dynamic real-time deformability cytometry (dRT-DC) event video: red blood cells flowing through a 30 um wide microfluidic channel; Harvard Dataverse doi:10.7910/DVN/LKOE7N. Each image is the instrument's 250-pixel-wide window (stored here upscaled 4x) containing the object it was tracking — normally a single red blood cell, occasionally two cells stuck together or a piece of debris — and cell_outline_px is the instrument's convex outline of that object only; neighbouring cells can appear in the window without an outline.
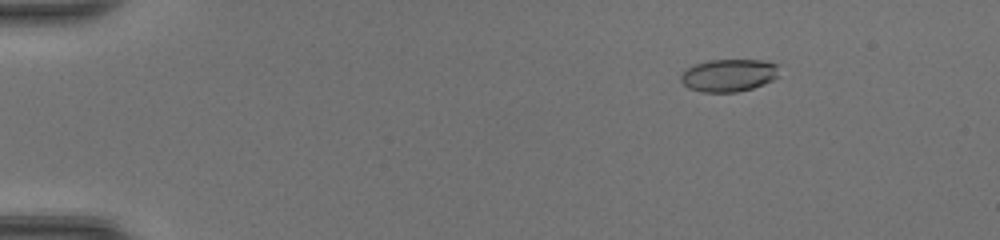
{"species": "common noctule bat (a hibernating species)", "species_latin": "Nyctalus noctula", "temperature_condition": "room temperature", "stored_images_in_passage": 44, "camera_frame_rate_fps": 3000, "um_per_image_px": 0.085, "animal": {"sex": "female", "body_mass_g": 20.0, "forearm_length_mm": 54.0}, "frame": {"image": 1, "passage_image": 3, "time_ms": 0.667, "image_size_px": [1000, 240], "cell_outline_px": [[776, 76], [772, 80], [764, 84], [752, 88], [736, 92], [704, 92], [688, 88], [680, 80], [680, 76], [684, 68], [708, 60], [760, 60], [776, 64]], "centroid_in_image_um": [61.87, 6.4], "position_along_channel_um": 23.1, "area_um2": 18.5}}
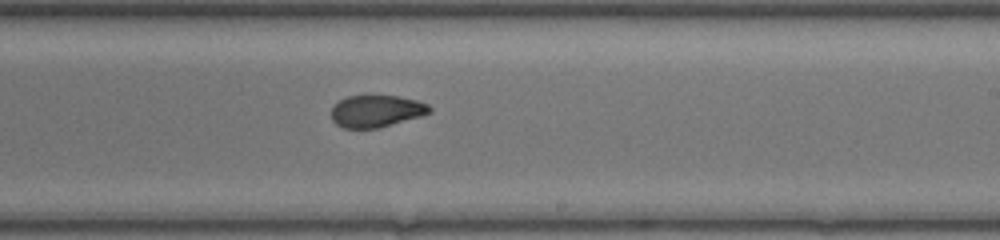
{"frame": {"image": 2, "passage_image": 26, "time_ms": 8.333, "image_size_px": [1000, 240], "cell_outline_px": [[432, 112], [420, 116], [376, 128], [344, 128], [336, 124], [332, 120], [332, 108], [340, 100], [348, 96], [368, 92], [400, 96], [416, 100], [428, 104], [432, 108]], "centroid_in_image_um": [31.98, 9.38], "position_along_channel_um": 257.0, "area_um2": 18.84}}
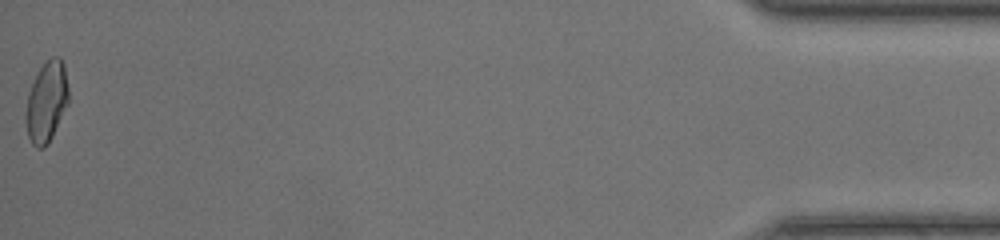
{"frame": {"image": 3, "passage_image": 44, "time_ms": 14.333, "image_size_px": [1000, 240], "cell_outline_px": [[68, 104], [48, 144], [44, 148], [36, 148], [32, 144], [28, 136], [24, 120], [24, 112], [28, 92], [36, 72], [52, 56], [60, 56], [64, 64], [68, 88]], "centroid_in_image_um": [3.93, 8.66], "position_along_channel_um": 431.3, "area_um2": 20.4}, "authors_computed_cell_mechanics": {"area_um2": 19.3052, "velocity_mm_per_s": 4.4299, "shape_relaxation_time_tau1_ms": null, "shape_relaxation_time_tau2_ms": 1.1019, "deformation_change_tau1": null, "deformation_change_tau2": 0.0611}}